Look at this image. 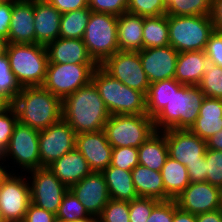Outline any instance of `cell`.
I'll return each mask as SVG.
<instances>
[{
	"mask_svg": "<svg viewBox=\"0 0 222 222\" xmlns=\"http://www.w3.org/2000/svg\"><path fill=\"white\" fill-rule=\"evenodd\" d=\"M110 116L92 81L62 100V119L76 134L104 130Z\"/></svg>",
	"mask_w": 222,
	"mask_h": 222,
	"instance_id": "cell-1",
	"label": "cell"
},
{
	"mask_svg": "<svg viewBox=\"0 0 222 222\" xmlns=\"http://www.w3.org/2000/svg\"><path fill=\"white\" fill-rule=\"evenodd\" d=\"M11 105L18 122L39 131L62 119V100L43 86L22 87Z\"/></svg>",
	"mask_w": 222,
	"mask_h": 222,
	"instance_id": "cell-2",
	"label": "cell"
},
{
	"mask_svg": "<svg viewBox=\"0 0 222 222\" xmlns=\"http://www.w3.org/2000/svg\"><path fill=\"white\" fill-rule=\"evenodd\" d=\"M92 82L111 115L147 114L145 95L113 78L100 65L93 71Z\"/></svg>",
	"mask_w": 222,
	"mask_h": 222,
	"instance_id": "cell-3",
	"label": "cell"
},
{
	"mask_svg": "<svg viewBox=\"0 0 222 222\" xmlns=\"http://www.w3.org/2000/svg\"><path fill=\"white\" fill-rule=\"evenodd\" d=\"M205 98L198 86L183 85L153 118L156 131L190 129L199 116Z\"/></svg>",
	"mask_w": 222,
	"mask_h": 222,
	"instance_id": "cell-4",
	"label": "cell"
},
{
	"mask_svg": "<svg viewBox=\"0 0 222 222\" xmlns=\"http://www.w3.org/2000/svg\"><path fill=\"white\" fill-rule=\"evenodd\" d=\"M6 55L21 87L43 85L49 62L45 45L9 43Z\"/></svg>",
	"mask_w": 222,
	"mask_h": 222,
	"instance_id": "cell-5",
	"label": "cell"
},
{
	"mask_svg": "<svg viewBox=\"0 0 222 222\" xmlns=\"http://www.w3.org/2000/svg\"><path fill=\"white\" fill-rule=\"evenodd\" d=\"M169 45L178 53L205 50L214 31L210 15H168Z\"/></svg>",
	"mask_w": 222,
	"mask_h": 222,
	"instance_id": "cell-6",
	"label": "cell"
},
{
	"mask_svg": "<svg viewBox=\"0 0 222 222\" xmlns=\"http://www.w3.org/2000/svg\"><path fill=\"white\" fill-rule=\"evenodd\" d=\"M117 32L116 15L91 12L82 40L98 65L119 51Z\"/></svg>",
	"mask_w": 222,
	"mask_h": 222,
	"instance_id": "cell-7",
	"label": "cell"
},
{
	"mask_svg": "<svg viewBox=\"0 0 222 222\" xmlns=\"http://www.w3.org/2000/svg\"><path fill=\"white\" fill-rule=\"evenodd\" d=\"M109 144L113 148H138L156 132L153 118L147 114L111 115L104 126Z\"/></svg>",
	"mask_w": 222,
	"mask_h": 222,
	"instance_id": "cell-8",
	"label": "cell"
},
{
	"mask_svg": "<svg viewBox=\"0 0 222 222\" xmlns=\"http://www.w3.org/2000/svg\"><path fill=\"white\" fill-rule=\"evenodd\" d=\"M98 64L48 63L43 87L63 100L92 81Z\"/></svg>",
	"mask_w": 222,
	"mask_h": 222,
	"instance_id": "cell-9",
	"label": "cell"
},
{
	"mask_svg": "<svg viewBox=\"0 0 222 222\" xmlns=\"http://www.w3.org/2000/svg\"><path fill=\"white\" fill-rule=\"evenodd\" d=\"M39 132V130L17 122L9 144L4 150V161L12 159L10 161L14 165L8 166V169L12 167L10 169L16 173L17 166L22 172L40 168Z\"/></svg>",
	"mask_w": 222,
	"mask_h": 222,
	"instance_id": "cell-10",
	"label": "cell"
},
{
	"mask_svg": "<svg viewBox=\"0 0 222 222\" xmlns=\"http://www.w3.org/2000/svg\"><path fill=\"white\" fill-rule=\"evenodd\" d=\"M18 173L10 172L0 185V214L6 222H22L30 203L27 173Z\"/></svg>",
	"mask_w": 222,
	"mask_h": 222,
	"instance_id": "cell-11",
	"label": "cell"
},
{
	"mask_svg": "<svg viewBox=\"0 0 222 222\" xmlns=\"http://www.w3.org/2000/svg\"><path fill=\"white\" fill-rule=\"evenodd\" d=\"M27 173L31 175L27 177L30 186V202L57 214L69 188L48 167L36 168Z\"/></svg>",
	"mask_w": 222,
	"mask_h": 222,
	"instance_id": "cell-12",
	"label": "cell"
},
{
	"mask_svg": "<svg viewBox=\"0 0 222 222\" xmlns=\"http://www.w3.org/2000/svg\"><path fill=\"white\" fill-rule=\"evenodd\" d=\"M100 66L113 78L146 96L150 82L143 70L139 52L119 50Z\"/></svg>",
	"mask_w": 222,
	"mask_h": 222,
	"instance_id": "cell-13",
	"label": "cell"
},
{
	"mask_svg": "<svg viewBox=\"0 0 222 222\" xmlns=\"http://www.w3.org/2000/svg\"><path fill=\"white\" fill-rule=\"evenodd\" d=\"M76 132L63 119L39 132L40 167L54 161L75 148Z\"/></svg>",
	"mask_w": 222,
	"mask_h": 222,
	"instance_id": "cell-14",
	"label": "cell"
},
{
	"mask_svg": "<svg viewBox=\"0 0 222 222\" xmlns=\"http://www.w3.org/2000/svg\"><path fill=\"white\" fill-rule=\"evenodd\" d=\"M177 206L191 214L221 209L220 188L208 182L190 183L176 198Z\"/></svg>",
	"mask_w": 222,
	"mask_h": 222,
	"instance_id": "cell-15",
	"label": "cell"
},
{
	"mask_svg": "<svg viewBox=\"0 0 222 222\" xmlns=\"http://www.w3.org/2000/svg\"><path fill=\"white\" fill-rule=\"evenodd\" d=\"M168 156L181 164L200 162L207 149L206 140L192 133L189 129L165 130Z\"/></svg>",
	"mask_w": 222,
	"mask_h": 222,
	"instance_id": "cell-16",
	"label": "cell"
},
{
	"mask_svg": "<svg viewBox=\"0 0 222 222\" xmlns=\"http://www.w3.org/2000/svg\"><path fill=\"white\" fill-rule=\"evenodd\" d=\"M91 216L99 217L110 200L108 187L102 172L92 171L69 188Z\"/></svg>",
	"mask_w": 222,
	"mask_h": 222,
	"instance_id": "cell-17",
	"label": "cell"
},
{
	"mask_svg": "<svg viewBox=\"0 0 222 222\" xmlns=\"http://www.w3.org/2000/svg\"><path fill=\"white\" fill-rule=\"evenodd\" d=\"M178 55L170 45L139 51L142 67L150 84L175 77Z\"/></svg>",
	"mask_w": 222,
	"mask_h": 222,
	"instance_id": "cell-18",
	"label": "cell"
},
{
	"mask_svg": "<svg viewBox=\"0 0 222 222\" xmlns=\"http://www.w3.org/2000/svg\"><path fill=\"white\" fill-rule=\"evenodd\" d=\"M75 148L86 159L92 171L102 172L111 164L113 147L104 130L76 134Z\"/></svg>",
	"mask_w": 222,
	"mask_h": 222,
	"instance_id": "cell-19",
	"label": "cell"
},
{
	"mask_svg": "<svg viewBox=\"0 0 222 222\" xmlns=\"http://www.w3.org/2000/svg\"><path fill=\"white\" fill-rule=\"evenodd\" d=\"M7 40L8 43H36L34 2L13 0L12 17Z\"/></svg>",
	"mask_w": 222,
	"mask_h": 222,
	"instance_id": "cell-20",
	"label": "cell"
},
{
	"mask_svg": "<svg viewBox=\"0 0 222 222\" xmlns=\"http://www.w3.org/2000/svg\"><path fill=\"white\" fill-rule=\"evenodd\" d=\"M48 63L97 64L82 39L59 37L46 45Z\"/></svg>",
	"mask_w": 222,
	"mask_h": 222,
	"instance_id": "cell-21",
	"label": "cell"
},
{
	"mask_svg": "<svg viewBox=\"0 0 222 222\" xmlns=\"http://www.w3.org/2000/svg\"><path fill=\"white\" fill-rule=\"evenodd\" d=\"M62 14L48 1L34 2L36 43L47 45L59 38Z\"/></svg>",
	"mask_w": 222,
	"mask_h": 222,
	"instance_id": "cell-22",
	"label": "cell"
},
{
	"mask_svg": "<svg viewBox=\"0 0 222 222\" xmlns=\"http://www.w3.org/2000/svg\"><path fill=\"white\" fill-rule=\"evenodd\" d=\"M48 168L68 188L92 172L88 162L76 148L54 161Z\"/></svg>",
	"mask_w": 222,
	"mask_h": 222,
	"instance_id": "cell-23",
	"label": "cell"
},
{
	"mask_svg": "<svg viewBox=\"0 0 222 222\" xmlns=\"http://www.w3.org/2000/svg\"><path fill=\"white\" fill-rule=\"evenodd\" d=\"M209 64L205 50L179 52L174 79L182 85L198 86Z\"/></svg>",
	"mask_w": 222,
	"mask_h": 222,
	"instance_id": "cell-24",
	"label": "cell"
},
{
	"mask_svg": "<svg viewBox=\"0 0 222 222\" xmlns=\"http://www.w3.org/2000/svg\"><path fill=\"white\" fill-rule=\"evenodd\" d=\"M144 17L130 12L117 16V38L120 51L139 52L143 49Z\"/></svg>",
	"mask_w": 222,
	"mask_h": 222,
	"instance_id": "cell-25",
	"label": "cell"
},
{
	"mask_svg": "<svg viewBox=\"0 0 222 222\" xmlns=\"http://www.w3.org/2000/svg\"><path fill=\"white\" fill-rule=\"evenodd\" d=\"M222 129V99L205 97L199 116L189 129L203 140H207Z\"/></svg>",
	"mask_w": 222,
	"mask_h": 222,
	"instance_id": "cell-26",
	"label": "cell"
},
{
	"mask_svg": "<svg viewBox=\"0 0 222 222\" xmlns=\"http://www.w3.org/2000/svg\"><path fill=\"white\" fill-rule=\"evenodd\" d=\"M168 157L165 131H156L138 147L139 165L161 171Z\"/></svg>",
	"mask_w": 222,
	"mask_h": 222,
	"instance_id": "cell-27",
	"label": "cell"
},
{
	"mask_svg": "<svg viewBox=\"0 0 222 222\" xmlns=\"http://www.w3.org/2000/svg\"><path fill=\"white\" fill-rule=\"evenodd\" d=\"M131 174L135 191L139 197L165 201V189L159 171L138 164L132 169Z\"/></svg>",
	"mask_w": 222,
	"mask_h": 222,
	"instance_id": "cell-28",
	"label": "cell"
},
{
	"mask_svg": "<svg viewBox=\"0 0 222 222\" xmlns=\"http://www.w3.org/2000/svg\"><path fill=\"white\" fill-rule=\"evenodd\" d=\"M110 199L117 201H132L138 195L135 191L131 171L109 165L102 171Z\"/></svg>",
	"mask_w": 222,
	"mask_h": 222,
	"instance_id": "cell-29",
	"label": "cell"
},
{
	"mask_svg": "<svg viewBox=\"0 0 222 222\" xmlns=\"http://www.w3.org/2000/svg\"><path fill=\"white\" fill-rule=\"evenodd\" d=\"M160 173L165 189V201L175 199L190 184L186 166L169 156Z\"/></svg>",
	"mask_w": 222,
	"mask_h": 222,
	"instance_id": "cell-30",
	"label": "cell"
},
{
	"mask_svg": "<svg viewBox=\"0 0 222 222\" xmlns=\"http://www.w3.org/2000/svg\"><path fill=\"white\" fill-rule=\"evenodd\" d=\"M182 86L174 78L151 83L145 96L147 115L154 118Z\"/></svg>",
	"mask_w": 222,
	"mask_h": 222,
	"instance_id": "cell-31",
	"label": "cell"
},
{
	"mask_svg": "<svg viewBox=\"0 0 222 222\" xmlns=\"http://www.w3.org/2000/svg\"><path fill=\"white\" fill-rule=\"evenodd\" d=\"M168 15L144 17L143 49L169 45Z\"/></svg>",
	"mask_w": 222,
	"mask_h": 222,
	"instance_id": "cell-32",
	"label": "cell"
},
{
	"mask_svg": "<svg viewBox=\"0 0 222 222\" xmlns=\"http://www.w3.org/2000/svg\"><path fill=\"white\" fill-rule=\"evenodd\" d=\"M92 10L89 7L62 14L59 37L82 39Z\"/></svg>",
	"mask_w": 222,
	"mask_h": 222,
	"instance_id": "cell-33",
	"label": "cell"
},
{
	"mask_svg": "<svg viewBox=\"0 0 222 222\" xmlns=\"http://www.w3.org/2000/svg\"><path fill=\"white\" fill-rule=\"evenodd\" d=\"M166 15H210L212 0H165Z\"/></svg>",
	"mask_w": 222,
	"mask_h": 222,
	"instance_id": "cell-34",
	"label": "cell"
},
{
	"mask_svg": "<svg viewBox=\"0 0 222 222\" xmlns=\"http://www.w3.org/2000/svg\"><path fill=\"white\" fill-rule=\"evenodd\" d=\"M6 54L0 56V95L11 105L21 91Z\"/></svg>",
	"mask_w": 222,
	"mask_h": 222,
	"instance_id": "cell-35",
	"label": "cell"
},
{
	"mask_svg": "<svg viewBox=\"0 0 222 222\" xmlns=\"http://www.w3.org/2000/svg\"><path fill=\"white\" fill-rule=\"evenodd\" d=\"M90 215L84 208V205L75 196V194L69 189L60 204L56 217L66 222H72L74 220L84 219Z\"/></svg>",
	"mask_w": 222,
	"mask_h": 222,
	"instance_id": "cell-36",
	"label": "cell"
},
{
	"mask_svg": "<svg viewBox=\"0 0 222 222\" xmlns=\"http://www.w3.org/2000/svg\"><path fill=\"white\" fill-rule=\"evenodd\" d=\"M198 87L205 97L222 99V67L210 63Z\"/></svg>",
	"mask_w": 222,
	"mask_h": 222,
	"instance_id": "cell-37",
	"label": "cell"
},
{
	"mask_svg": "<svg viewBox=\"0 0 222 222\" xmlns=\"http://www.w3.org/2000/svg\"><path fill=\"white\" fill-rule=\"evenodd\" d=\"M127 11L142 17L166 15L165 0H128Z\"/></svg>",
	"mask_w": 222,
	"mask_h": 222,
	"instance_id": "cell-38",
	"label": "cell"
},
{
	"mask_svg": "<svg viewBox=\"0 0 222 222\" xmlns=\"http://www.w3.org/2000/svg\"><path fill=\"white\" fill-rule=\"evenodd\" d=\"M206 158V171L207 178L206 182L222 188V151H217L213 149L205 150Z\"/></svg>",
	"mask_w": 222,
	"mask_h": 222,
	"instance_id": "cell-39",
	"label": "cell"
},
{
	"mask_svg": "<svg viewBox=\"0 0 222 222\" xmlns=\"http://www.w3.org/2000/svg\"><path fill=\"white\" fill-rule=\"evenodd\" d=\"M98 222H130L129 202L110 199L99 215Z\"/></svg>",
	"mask_w": 222,
	"mask_h": 222,
	"instance_id": "cell-40",
	"label": "cell"
},
{
	"mask_svg": "<svg viewBox=\"0 0 222 222\" xmlns=\"http://www.w3.org/2000/svg\"><path fill=\"white\" fill-rule=\"evenodd\" d=\"M160 201L149 197H137L129 202V221L146 222L151 215L152 209Z\"/></svg>",
	"mask_w": 222,
	"mask_h": 222,
	"instance_id": "cell-41",
	"label": "cell"
},
{
	"mask_svg": "<svg viewBox=\"0 0 222 222\" xmlns=\"http://www.w3.org/2000/svg\"><path fill=\"white\" fill-rule=\"evenodd\" d=\"M138 164V148L118 147L112 149L111 166L132 171Z\"/></svg>",
	"mask_w": 222,
	"mask_h": 222,
	"instance_id": "cell-42",
	"label": "cell"
},
{
	"mask_svg": "<svg viewBox=\"0 0 222 222\" xmlns=\"http://www.w3.org/2000/svg\"><path fill=\"white\" fill-rule=\"evenodd\" d=\"M17 122V113L12 105L0 111V148L3 151L9 144V140L11 139Z\"/></svg>",
	"mask_w": 222,
	"mask_h": 222,
	"instance_id": "cell-43",
	"label": "cell"
},
{
	"mask_svg": "<svg viewBox=\"0 0 222 222\" xmlns=\"http://www.w3.org/2000/svg\"><path fill=\"white\" fill-rule=\"evenodd\" d=\"M88 7L94 12L119 16L127 12L128 0H88Z\"/></svg>",
	"mask_w": 222,
	"mask_h": 222,
	"instance_id": "cell-44",
	"label": "cell"
},
{
	"mask_svg": "<svg viewBox=\"0 0 222 222\" xmlns=\"http://www.w3.org/2000/svg\"><path fill=\"white\" fill-rule=\"evenodd\" d=\"M205 53L210 63L222 67V32L214 30L211 33Z\"/></svg>",
	"mask_w": 222,
	"mask_h": 222,
	"instance_id": "cell-45",
	"label": "cell"
},
{
	"mask_svg": "<svg viewBox=\"0 0 222 222\" xmlns=\"http://www.w3.org/2000/svg\"><path fill=\"white\" fill-rule=\"evenodd\" d=\"M174 217V199L160 201L146 222H172Z\"/></svg>",
	"mask_w": 222,
	"mask_h": 222,
	"instance_id": "cell-46",
	"label": "cell"
},
{
	"mask_svg": "<svg viewBox=\"0 0 222 222\" xmlns=\"http://www.w3.org/2000/svg\"><path fill=\"white\" fill-rule=\"evenodd\" d=\"M55 218L56 214L30 202L22 222H53Z\"/></svg>",
	"mask_w": 222,
	"mask_h": 222,
	"instance_id": "cell-47",
	"label": "cell"
},
{
	"mask_svg": "<svg viewBox=\"0 0 222 222\" xmlns=\"http://www.w3.org/2000/svg\"><path fill=\"white\" fill-rule=\"evenodd\" d=\"M188 171L190 183L206 182V158H200V162L185 165Z\"/></svg>",
	"mask_w": 222,
	"mask_h": 222,
	"instance_id": "cell-48",
	"label": "cell"
},
{
	"mask_svg": "<svg viewBox=\"0 0 222 222\" xmlns=\"http://www.w3.org/2000/svg\"><path fill=\"white\" fill-rule=\"evenodd\" d=\"M13 0L0 4V37L8 38V30L12 17Z\"/></svg>",
	"mask_w": 222,
	"mask_h": 222,
	"instance_id": "cell-49",
	"label": "cell"
},
{
	"mask_svg": "<svg viewBox=\"0 0 222 222\" xmlns=\"http://www.w3.org/2000/svg\"><path fill=\"white\" fill-rule=\"evenodd\" d=\"M61 14L88 7V0H48Z\"/></svg>",
	"mask_w": 222,
	"mask_h": 222,
	"instance_id": "cell-50",
	"label": "cell"
},
{
	"mask_svg": "<svg viewBox=\"0 0 222 222\" xmlns=\"http://www.w3.org/2000/svg\"><path fill=\"white\" fill-rule=\"evenodd\" d=\"M210 18L214 30L222 32V0H212Z\"/></svg>",
	"mask_w": 222,
	"mask_h": 222,
	"instance_id": "cell-51",
	"label": "cell"
},
{
	"mask_svg": "<svg viewBox=\"0 0 222 222\" xmlns=\"http://www.w3.org/2000/svg\"><path fill=\"white\" fill-rule=\"evenodd\" d=\"M172 222H196V215L181 210L174 199V217Z\"/></svg>",
	"mask_w": 222,
	"mask_h": 222,
	"instance_id": "cell-52",
	"label": "cell"
},
{
	"mask_svg": "<svg viewBox=\"0 0 222 222\" xmlns=\"http://www.w3.org/2000/svg\"><path fill=\"white\" fill-rule=\"evenodd\" d=\"M196 222H222V208L196 215Z\"/></svg>",
	"mask_w": 222,
	"mask_h": 222,
	"instance_id": "cell-53",
	"label": "cell"
},
{
	"mask_svg": "<svg viewBox=\"0 0 222 222\" xmlns=\"http://www.w3.org/2000/svg\"><path fill=\"white\" fill-rule=\"evenodd\" d=\"M208 149L222 151V129L206 140Z\"/></svg>",
	"mask_w": 222,
	"mask_h": 222,
	"instance_id": "cell-54",
	"label": "cell"
},
{
	"mask_svg": "<svg viewBox=\"0 0 222 222\" xmlns=\"http://www.w3.org/2000/svg\"><path fill=\"white\" fill-rule=\"evenodd\" d=\"M5 163L6 162L4 161V159L0 158V185L2 184L3 180L8 176V174L10 172H13V171H10V169H7L9 164L6 165Z\"/></svg>",
	"mask_w": 222,
	"mask_h": 222,
	"instance_id": "cell-55",
	"label": "cell"
},
{
	"mask_svg": "<svg viewBox=\"0 0 222 222\" xmlns=\"http://www.w3.org/2000/svg\"><path fill=\"white\" fill-rule=\"evenodd\" d=\"M8 44L9 43L6 38L0 37V56L6 54Z\"/></svg>",
	"mask_w": 222,
	"mask_h": 222,
	"instance_id": "cell-56",
	"label": "cell"
},
{
	"mask_svg": "<svg viewBox=\"0 0 222 222\" xmlns=\"http://www.w3.org/2000/svg\"><path fill=\"white\" fill-rule=\"evenodd\" d=\"M72 222H98V218L90 215L89 217H86L84 219L74 220Z\"/></svg>",
	"mask_w": 222,
	"mask_h": 222,
	"instance_id": "cell-57",
	"label": "cell"
},
{
	"mask_svg": "<svg viewBox=\"0 0 222 222\" xmlns=\"http://www.w3.org/2000/svg\"><path fill=\"white\" fill-rule=\"evenodd\" d=\"M10 104L0 95V109H6Z\"/></svg>",
	"mask_w": 222,
	"mask_h": 222,
	"instance_id": "cell-58",
	"label": "cell"
},
{
	"mask_svg": "<svg viewBox=\"0 0 222 222\" xmlns=\"http://www.w3.org/2000/svg\"><path fill=\"white\" fill-rule=\"evenodd\" d=\"M25 1H30V2H46L48 0H25Z\"/></svg>",
	"mask_w": 222,
	"mask_h": 222,
	"instance_id": "cell-59",
	"label": "cell"
},
{
	"mask_svg": "<svg viewBox=\"0 0 222 222\" xmlns=\"http://www.w3.org/2000/svg\"><path fill=\"white\" fill-rule=\"evenodd\" d=\"M53 222H66L65 220H62V219H59V218H55L54 220H53Z\"/></svg>",
	"mask_w": 222,
	"mask_h": 222,
	"instance_id": "cell-60",
	"label": "cell"
},
{
	"mask_svg": "<svg viewBox=\"0 0 222 222\" xmlns=\"http://www.w3.org/2000/svg\"><path fill=\"white\" fill-rule=\"evenodd\" d=\"M0 158H4V151L0 148Z\"/></svg>",
	"mask_w": 222,
	"mask_h": 222,
	"instance_id": "cell-61",
	"label": "cell"
},
{
	"mask_svg": "<svg viewBox=\"0 0 222 222\" xmlns=\"http://www.w3.org/2000/svg\"><path fill=\"white\" fill-rule=\"evenodd\" d=\"M220 197H221V208H222V188L220 189Z\"/></svg>",
	"mask_w": 222,
	"mask_h": 222,
	"instance_id": "cell-62",
	"label": "cell"
},
{
	"mask_svg": "<svg viewBox=\"0 0 222 222\" xmlns=\"http://www.w3.org/2000/svg\"><path fill=\"white\" fill-rule=\"evenodd\" d=\"M0 222H6L4 219H3V216L0 214Z\"/></svg>",
	"mask_w": 222,
	"mask_h": 222,
	"instance_id": "cell-63",
	"label": "cell"
},
{
	"mask_svg": "<svg viewBox=\"0 0 222 222\" xmlns=\"http://www.w3.org/2000/svg\"><path fill=\"white\" fill-rule=\"evenodd\" d=\"M5 1H7V0H0V4L4 3Z\"/></svg>",
	"mask_w": 222,
	"mask_h": 222,
	"instance_id": "cell-64",
	"label": "cell"
}]
</instances>
